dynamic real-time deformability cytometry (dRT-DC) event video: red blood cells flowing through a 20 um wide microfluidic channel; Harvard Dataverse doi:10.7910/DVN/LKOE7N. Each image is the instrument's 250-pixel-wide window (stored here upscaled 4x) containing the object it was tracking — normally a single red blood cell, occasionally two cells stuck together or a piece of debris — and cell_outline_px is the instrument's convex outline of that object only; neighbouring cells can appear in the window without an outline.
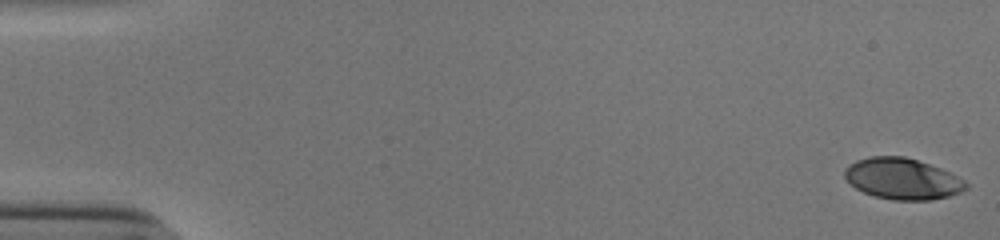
{"species": "human", "species_latin": "Homo sapiens", "temperature_condition": "cold", "stored_images_in_passage": 54, "camera_frame_rate_fps": 3000, "um_per_image_px": 0.085, "donor": {"sex": "male"}, "frame": {"image": 1, "passage_image": 1, "time_ms": 0.0, "image_size_px": [1000, 240], "cell_outline_px": [[968, 188], [960, 192], [948, 196], [932, 200], [892, 200], [876, 196], [864, 192], [856, 188], [844, 176], [844, 168], [848, 164], [856, 160], [868, 156], [904, 156], [940, 168], [964, 180], [968, 184]], "centroid_in_image_um": [76.69, 15.19], "position_along_channel_um": 8.3, "area_um2": 28.96}}
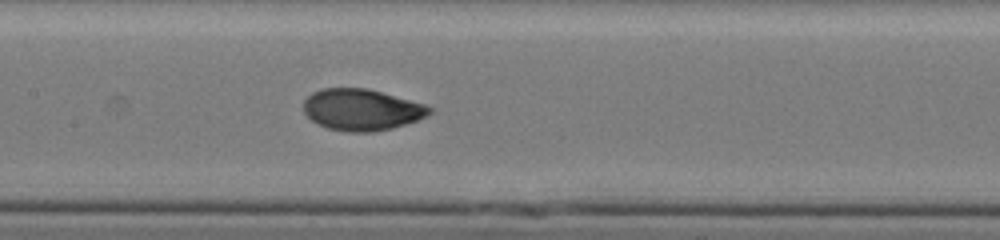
{"frame": {"image": 2, "passage_image": 27, "time_ms": 8.667, "image_size_px": [1000, 240], "cell_outline_px": [[432, 112], [428, 116], [392, 128], [372, 132], [348, 132], [328, 128], [316, 124], [304, 112], [304, 100], [312, 92], [324, 88], [364, 88], [380, 92], [424, 104], [432, 108]], "centroid_in_image_um": [30.72, 9.33], "position_along_channel_um": 176.7, "area_um2": 30.17}}
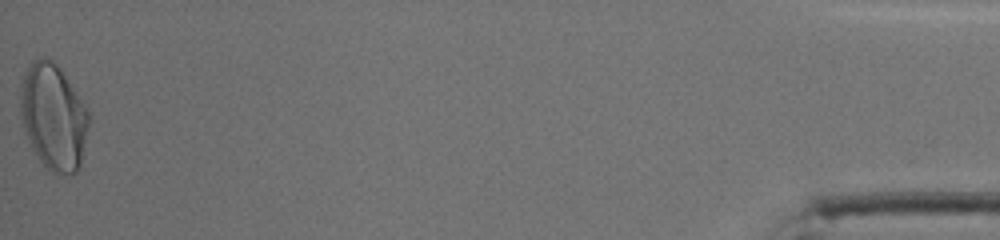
{"frame": {"image": 3, "passage_image": 54, "time_ms": 17.667, "image_size_px": [1000, 240], "cell_outline_px": [[88, 124], [80, 164], [76, 172], [52, 172], [36, 156], [32, 148], [20, 112], [20, 84], [24, 72], [28, 64], [32, 60], [40, 56], [44, 56], [52, 60], [60, 68], [84, 104], [88, 112]], "centroid_in_image_um": [4.5, 9.85], "position_along_channel_um": 430.7, "area_um2": 41.56}, "authors_computed_cell_mechanics": {"area_um2": 30.3739, "velocity_mm_per_s": 3.8437, "shape_relaxation_time_tau1_ms": 3.8388, "shape_relaxation_time_tau2_ms": null, "deformation_change_tau1": 0.173, "deformation_change_tau2": null}}